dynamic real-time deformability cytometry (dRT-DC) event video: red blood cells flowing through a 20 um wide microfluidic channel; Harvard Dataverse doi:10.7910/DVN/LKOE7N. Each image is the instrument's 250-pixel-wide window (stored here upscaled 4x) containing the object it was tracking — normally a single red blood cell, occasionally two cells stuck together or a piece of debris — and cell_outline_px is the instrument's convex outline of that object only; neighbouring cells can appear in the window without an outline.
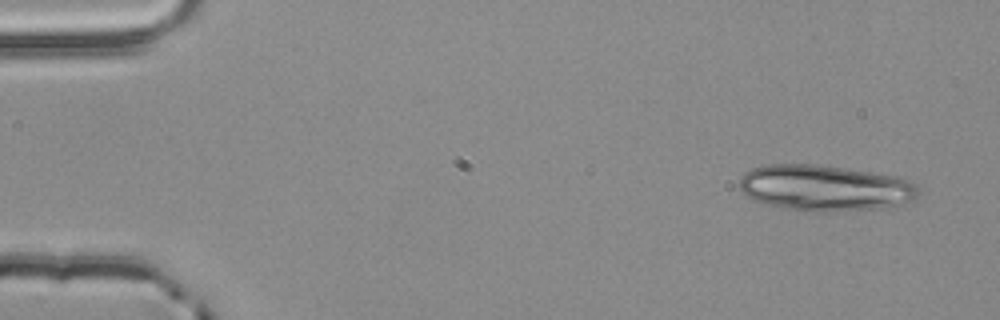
{"species": "common noctule bat (a hibernating species)", "species_latin": "Nyctalus noctula", "temperature_condition": "room temperature", "stored_images_in_passage": 52, "segment_of_instrument_passage": [1, 2], "camera_frame_rate_fps": 3000, "um_per_image_px": 0.085, "animal": {"sex": "male", "body_mass_g": 20.4}, "frame": {"image": 1, "passage_image": 1, "time_ms": 0.0, "image_size_px": [1000, 320], "cell_outline_px": [[920, 192], [912, 200], [904, 204], [884, 208], [824, 212], [804, 212], [764, 204], [752, 200], [740, 188], [740, 176], [744, 172], [752, 168], [768, 164], [812, 164], [868, 172], [892, 176], [912, 180]], "centroid_in_image_um": [70.09, 15.99], "position_along_channel_um": 14.9, "area_um2": 48.09}}